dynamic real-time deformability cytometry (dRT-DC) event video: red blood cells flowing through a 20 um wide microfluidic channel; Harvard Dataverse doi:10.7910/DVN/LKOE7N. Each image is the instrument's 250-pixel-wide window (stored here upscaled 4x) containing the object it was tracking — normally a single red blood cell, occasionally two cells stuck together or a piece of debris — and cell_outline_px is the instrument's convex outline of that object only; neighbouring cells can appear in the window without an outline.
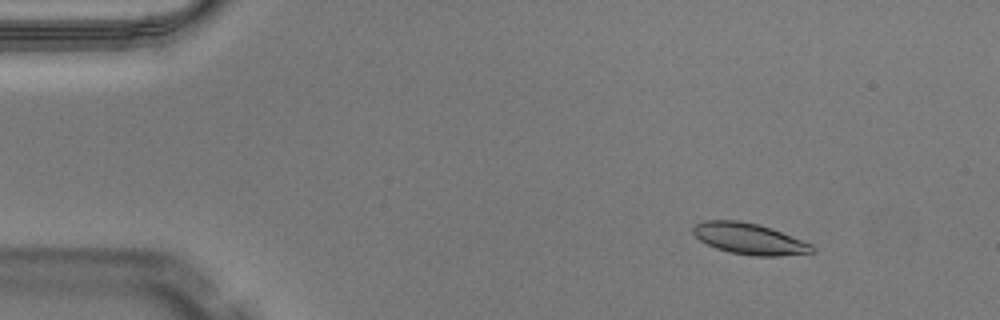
{"species": "Egyptian fruit bat (a non-hibernating species)", "species_latin": "Rousettus aegyptiacus", "temperature_condition": "warm", "stored_images_in_passage": 46, "camera_frame_rate_fps": 3000, "um_per_image_px": 0.085, "animal": {"sex": "male"}, "frame": {"image": 1, "passage_image": 3, "time_ms": 0.667, "image_size_px": [1000, 320], "cell_outline_px": [[816, 252], [780, 256], [756, 256], [728, 252], [716, 248], [700, 240], [692, 232], [692, 228], [696, 224], [704, 220], [740, 220], [756, 224], [780, 232], [812, 244], [816, 248]], "centroid_in_image_um": [63.69, 20.3], "position_along_channel_um": 21.3, "area_um2": 21.44}}
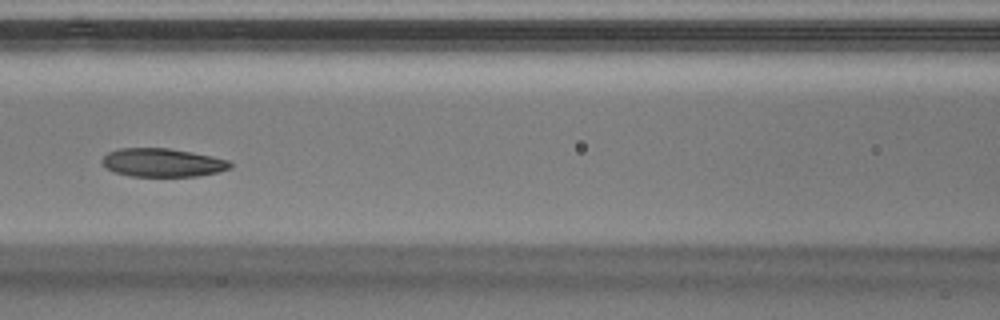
{"frame": {"image": 2, "passage_image": 19, "time_ms": 6.0, "image_size_px": [1000, 320], "cell_outline_px": [[232, 168], [216, 172], [196, 176], [132, 176], [116, 172], [108, 168], [100, 160], [108, 152], [120, 148], [168, 148], [192, 152], [212, 156], [228, 160], [232, 164]], "centroid_in_image_um": [13.83, 13.81], "position_along_channel_um": 152.8, "area_um2": 21.04}}
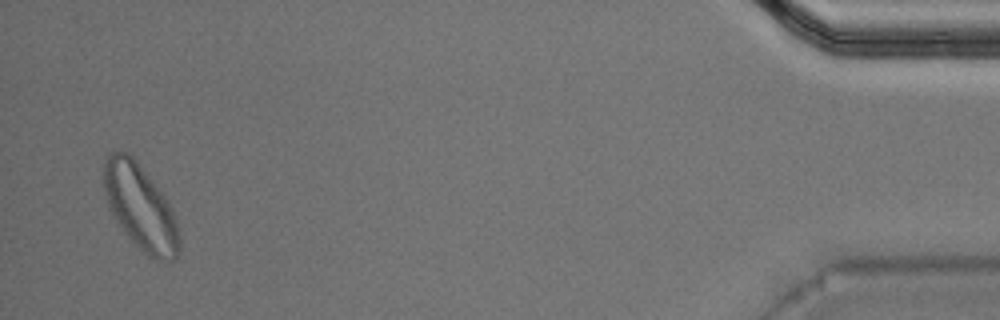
{"frame": {"image": 3, "passage_image": 45, "time_ms": 14.667, "image_size_px": [1000, 320], "cell_outline_px": [[180, 252], [176, 260], [156, 260], [148, 256], [132, 240], [116, 220], [108, 208], [104, 192], [104, 156], [112, 152], [132, 152], [164, 196], [172, 208], [176, 220], [180, 240]], "centroid_in_image_um": [11.94, 17.58], "position_along_channel_um": 423.3, "area_um2": 37.69}, "authors_computed_cell_mechanics": {"area_um2": 22.3108, "velocity_mm_per_s": 4.067, "shape_relaxation_time_tau1_ms": 3.3145, "shape_relaxation_time_tau2_ms": 7.2029, "deformation_change_tau1": 0.1163, "deformation_change_tau2": 0.1337}}